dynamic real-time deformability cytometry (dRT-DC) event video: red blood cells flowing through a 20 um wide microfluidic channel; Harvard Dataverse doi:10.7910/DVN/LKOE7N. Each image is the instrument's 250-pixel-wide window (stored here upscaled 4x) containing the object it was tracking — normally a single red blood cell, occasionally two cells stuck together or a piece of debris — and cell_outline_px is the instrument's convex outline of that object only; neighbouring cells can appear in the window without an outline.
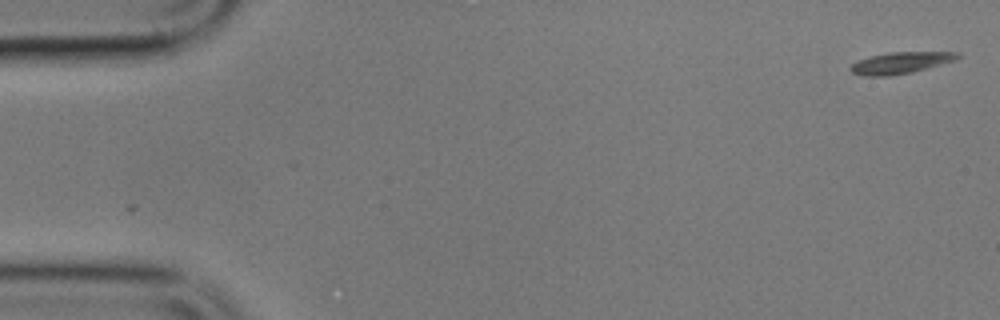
{"species": "common noctule bat (a hibernating species)", "species_latin": "Nyctalus noctula", "temperature_condition": "cold", "stored_images_in_passage": 2, "camera_frame_rate_fps": 3000, "um_per_image_px": 0.085, "animal": {"sex": "male", "body_mass_g": 17.9}, "frame": {"image": 1, "passage_image": 2, "time_ms": 1.0, "image_size_px": [1000, 320], "cell_outline_px": [[960, 56], [956, 60], [912, 72], [888, 76], [864, 76], [852, 72], [848, 68], [852, 64], [860, 60], [872, 56], [888, 52], [960, 52]], "centroid_in_image_um": [76.56, 5.34], "position_along_channel_um": 8.4, "area_um2": 13.29}}